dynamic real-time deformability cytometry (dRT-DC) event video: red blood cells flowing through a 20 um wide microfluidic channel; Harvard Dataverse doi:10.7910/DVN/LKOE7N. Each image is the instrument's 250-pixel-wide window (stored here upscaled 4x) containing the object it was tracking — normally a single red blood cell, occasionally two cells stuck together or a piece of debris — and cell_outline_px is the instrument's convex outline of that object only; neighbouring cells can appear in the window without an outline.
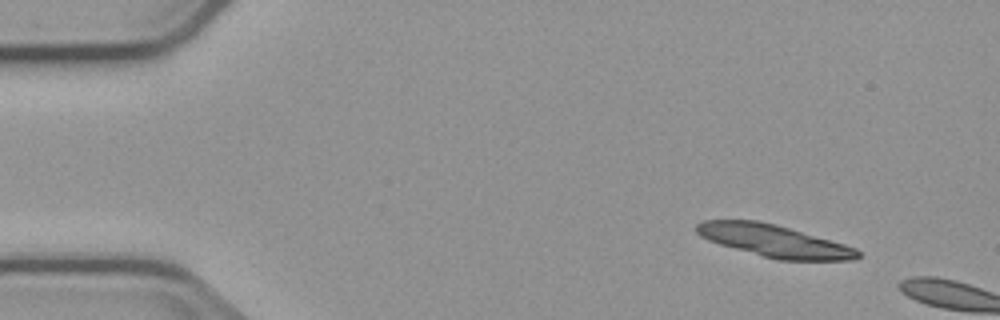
{"species": "common noctule bat (a hibernating species)", "species_latin": "Nyctalus noctula", "temperature_condition": "cold", "stored_images_in_passage": 4, "camera_frame_rate_fps": 3000, "um_per_image_px": 0.085, "animal": {"sex": "male", "body_mass_g": 23.1, "forearm_length_mm": 52.7}, "frame": {"image": 1, "passage_image": 1, "time_ms": 0.0, "image_size_px": [1000, 320], "cell_outline_px": [[860, 256], [852, 260], [776, 260], [720, 244], [708, 240], [700, 236], [696, 232], [696, 224], [704, 220], [760, 220], [776, 224], [844, 244], [856, 248], [860, 252]], "centroid_in_image_um": [65.78, 20.47], "position_along_channel_um": 19.2, "area_um2": 30.11}}